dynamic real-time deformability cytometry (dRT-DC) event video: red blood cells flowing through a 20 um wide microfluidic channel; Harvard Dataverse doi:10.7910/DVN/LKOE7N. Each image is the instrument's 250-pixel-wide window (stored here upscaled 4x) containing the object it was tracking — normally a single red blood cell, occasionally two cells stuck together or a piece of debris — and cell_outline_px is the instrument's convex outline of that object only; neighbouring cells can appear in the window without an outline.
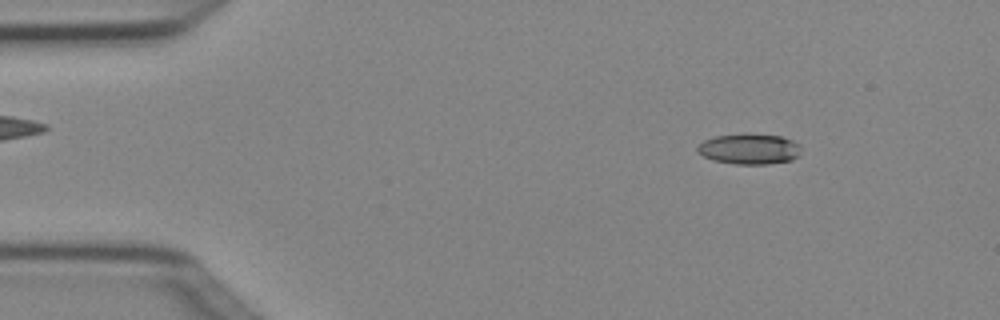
{"species": "Egyptian fruit bat (a non-hibernating species)", "species_latin": "Rousettus aegyptiacus", "temperature_condition": "cold", "stored_images_in_passage": 2, "camera_frame_rate_fps": 3000, "um_per_image_px": 0.085, "animal": {"sex": "female"}, "frame": {"image": 1, "passage_image": 1, "time_ms": 0.0, "image_size_px": [1000, 320], "cell_outline_px": [[800, 156], [792, 160], [768, 164], [736, 164], [712, 160], [696, 152], [696, 148], [704, 140], [716, 136], [780, 136], [792, 140], [800, 144]], "centroid_in_image_um": [63.71, 12.71], "position_along_channel_um": 21.3, "area_um2": 17.92}}